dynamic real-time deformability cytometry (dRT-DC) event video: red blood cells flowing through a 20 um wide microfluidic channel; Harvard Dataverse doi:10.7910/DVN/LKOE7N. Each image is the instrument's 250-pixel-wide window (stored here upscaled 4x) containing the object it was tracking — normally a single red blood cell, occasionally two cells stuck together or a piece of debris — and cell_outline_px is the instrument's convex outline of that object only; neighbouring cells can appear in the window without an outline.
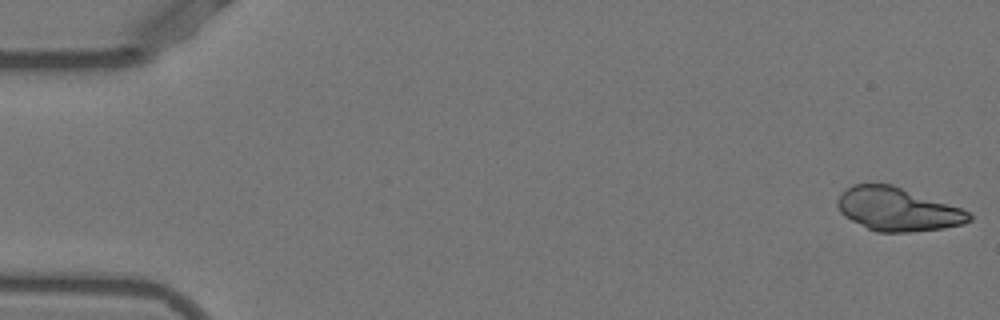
{"species": "Egyptian fruit bat (a non-hibernating species)", "species_latin": "Rousettus aegyptiacus", "temperature_condition": "warm", "stored_images_in_passage": 13, "camera_frame_rate_fps": 3000, "um_per_image_px": 0.085, "animal": {"sex": "female"}, "frame": {"image": 1, "passage_image": 1, "time_ms": 0.0, "image_size_px": [1000, 320], "cell_outline_px": [[972, 220], [964, 224], [944, 228], [908, 232], [876, 232], [844, 216], [840, 212], [836, 204], [836, 200], [852, 184], [892, 184], [960, 208], [968, 212], [972, 216]], "centroid_in_image_um": [76.29, 17.79], "position_along_channel_um": 8.7, "area_um2": 32.95}}